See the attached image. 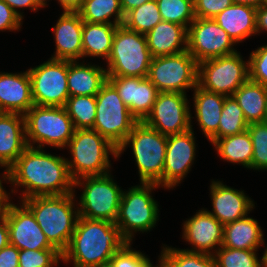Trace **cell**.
Listing matches in <instances>:
<instances>
[{"label": "cell", "instance_id": "d6a6232c", "mask_svg": "<svg viewBox=\"0 0 267 267\" xmlns=\"http://www.w3.org/2000/svg\"><path fill=\"white\" fill-rule=\"evenodd\" d=\"M243 111L233 96L225 97L218 131L208 140L211 144L226 136L241 133L248 128Z\"/></svg>", "mask_w": 267, "mask_h": 267}, {"label": "cell", "instance_id": "e0dca14e", "mask_svg": "<svg viewBox=\"0 0 267 267\" xmlns=\"http://www.w3.org/2000/svg\"><path fill=\"white\" fill-rule=\"evenodd\" d=\"M19 204L10 202L5 213L10 244L19 250L56 249L47 240L32 212L21 201Z\"/></svg>", "mask_w": 267, "mask_h": 267}, {"label": "cell", "instance_id": "db71d44e", "mask_svg": "<svg viewBox=\"0 0 267 267\" xmlns=\"http://www.w3.org/2000/svg\"><path fill=\"white\" fill-rule=\"evenodd\" d=\"M267 245V244H266ZM262 253L261 259H262V267H267V246Z\"/></svg>", "mask_w": 267, "mask_h": 267}, {"label": "cell", "instance_id": "83f0119b", "mask_svg": "<svg viewBox=\"0 0 267 267\" xmlns=\"http://www.w3.org/2000/svg\"><path fill=\"white\" fill-rule=\"evenodd\" d=\"M262 245H265L264 234L256 219L247 215L224 225L221 246L234 249L258 250Z\"/></svg>", "mask_w": 267, "mask_h": 267}, {"label": "cell", "instance_id": "7bdbcfd3", "mask_svg": "<svg viewBox=\"0 0 267 267\" xmlns=\"http://www.w3.org/2000/svg\"><path fill=\"white\" fill-rule=\"evenodd\" d=\"M232 4V0H194L195 18L213 19Z\"/></svg>", "mask_w": 267, "mask_h": 267}, {"label": "cell", "instance_id": "8d00e7d4", "mask_svg": "<svg viewBox=\"0 0 267 267\" xmlns=\"http://www.w3.org/2000/svg\"><path fill=\"white\" fill-rule=\"evenodd\" d=\"M257 251L220 246L213 254L215 267H262Z\"/></svg>", "mask_w": 267, "mask_h": 267}, {"label": "cell", "instance_id": "680465c9", "mask_svg": "<svg viewBox=\"0 0 267 267\" xmlns=\"http://www.w3.org/2000/svg\"><path fill=\"white\" fill-rule=\"evenodd\" d=\"M265 123H267V102H266V112H265V118H264V121Z\"/></svg>", "mask_w": 267, "mask_h": 267}, {"label": "cell", "instance_id": "bcb514c9", "mask_svg": "<svg viewBox=\"0 0 267 267\" xmlns=\"http://www.w3.org/2000/svg\"><path fill=\"white\" fill-rule=\"evenodd\" d=\"M14 12L23 20L24 15L20 11V8H30L33 12H37L38 9L44 8L37 0H4ZM19 9V10H18Z\"/></svg>", "mask_w": 267, "mask_h": 267}, {"label": "cell", "instance_id": "1f68e13d", "mask_svg": "<svg viewBox=\"0 0 267 267\" xmlns=\"http://www.w3.org/2000/svg\"><path fill=\"white\" fill-rule=\"evenodd\" d=\"M76 11L83 21L89 23H110L119 26L123 25L125 19L120 0H85Z\"/></svg>", "mask_w": 267, "mask_h": 267}, {"label": "cell", "instance_id": "52a82bcc", "mask_svg": "<svg viewBox=\"0 0 267 267\" xmlns=\"http://www.w3.org/2000/svg\"><path fill=\"white\" fill-rule=\"evenodd\" d=\"M24 117L30 147L44 149L48 145L61 150L73 137L75 128L65 107L33 105Z\"/></svg>", "mask_w": 267, "mask_h": 267}, {"label": "cell", "instance_id": "ac0fdd59", "mask_svg": "<svg viewBox=\"0 0 267 267\" xmlns=\"http://www.w3.org/2000/svg\"><path fill=\"white\" fill-rule=\"evenodd\" d=\"M223 228L224 225L207 208H201L183 223L182 238L192 245L184 250L213 255L222 245Z\"/></svg>", "mask_w": 267, "mask_h": 267}, {"label": "cell", "instance_id": "277c9868", "mask_svg": "<svg viewBox=\"0 0 267 267\" xmlns=\"http://www.w3.org/2000/svg\"><path fill=\"white\" fill-rule=\"evenodd\" d=\"M66 148L72 157L71 160L66 158V162L74 181L84 176L111 172L109 155L118 159V148L93 129H75Z\"/></svg>", "mask_w": 267, "mask_h": 267}, {"label": "cell", "instance_id": "836d02e7", "mask_svg": "<svg viewBox=\"0 0 267 267\" xmlns=\"http://www.w3.org/2000/svg\"><path fill=\"white\" fill-rule=\"evenodd\" d=\"M159 260L166 267H215V259L211 254L191 252L163 245Z\"/></svg>", "mask_w": 267, "mask_h": 267}, {"label": "cell", "instance_id": "7a4b0ae2", "mask_svg": "<svg viewBox=\"0 0 267 267\" xmlns=\"http://www.w3.org/2000/svg\"><path fill=\"white\" fill-rule=\"evenodd\" d=\"M128 241L115 223L79 217L62 262L73 267H89L110 262Z\"/></svg>", "mask_w": 267, "mask_h": 267}, {"label": "cell", "instance_id": "44dd1931", "mask_svg": "<svg viewBox=\"0 0 267 267\" xmlns=\"http://www.w3.org/2000/svg\"><path fill=\"white\" fill-rule=\"evenodd\" d=\"M83 20L76 10H63L56 25L52 27L55 52L50 58L75 61L83 59Z\"/></svg>", "mask_w": 267, "mask_h": 267}, {"label": "cell", "instance_id": "8992f818", "mask_svg": "<svg viewBox=\"0 0 267 267\" xmlns=\"http://www.w3.org/2000/svg\"><path fill=\"white\" fill-rule=\"evenodd\" d=\"M160 188L155 183H143L132 186L122 192L119 213L115 225L122 236L133 243L134 235L150 232L159 220V205L152 196V191Z\"/></svg>", "mask_w": 267, "mask_h": 267}, {"label": "cell", "instance_id": "60d3db41", "mask_svg": "<svg viewBox=\"0 0 267 267\" xmlns=\"http://www.w3.org/2000/svg\"><path fill=\"white\" fill-rule=\"evenodd\" d=\"M128 242L121 250L117 251L110 259L113 267H153L150 258L140 250L132 249Z\"/></svg>", "mask_w": 267, "mask_h": 267}, {"label": "cell", "instance_id": "8fae6325", "mask_svg": "<svg viewBox=\"0 0 267 267\" xmlns=\"http://www.w3.org/2000/svg\"><path fill=\"white\" fill-rule=\"evenodd\" d=\"M147 78L159 92L186 94L198 85V63L186 50L179 54L153 57Z\"/></svg>", "mask_w": 267, "mask_h": 267}, {"label": "cell", "instance_id": "5bb4252c", "mask_svg": "<svg viewBox=\"0 0 267 267\" xmlns=\"http://www.w3.org/2000/svg\"><path fill=\"white\" fill-rule=\"evenodd\" d=\"M235 45L233 39L212 18H195L188 27L187 51L198 64L238 52Z\"/></svg>", "mask_w": 267, "mask_h": 267}, {"label": "cell", "instance_id": "4316f807", "mask_svg": "<svg viewBox=\"0 0 267 267\" xmlns=\"http://www.w3.org/2000/svg\"><path fill=\"white\" fill-rule=\"evenodd\" d=\"M195 118L204 136L209 140L217 131L225 101L224 95L207 91L197 85L193 89Z\"/></svg>", "mask_w": 267, "mask_h": 267}, {"label": "cell", "instance_id": "3957f363", "mask_svg": "<svg viewBox=\"0 0 267 267\" xmlns=\"http://www.w3.org/2000/svg\"><path fill=\"white\" fill-rule=\"evenodd\" d=\"M75 199L74 191L65 195L36 196L21 201L32 212L49 243L60 253L67 249L79 218L78 200Z\"/></svg>", "mask_w": 267, "mask_h": 267}, {"label": "cell", "instance_id": "ba28073f", "mask_svg": "<svg viewBox=\"0 0 267 267\" xmlns=\"http://www.w3.org/2000/svg\"><path fill=\"white\" fill-rule=\"evenodd\" d=\"M152 58L146 36L119 25L106 61L107 76L146 78Z\"/></svg>", "mask_w": 267, "mask_h": 267}, {"label": "cell", "instance_id": "e575fe53", "mask_svg": "<svg viewBox=\"0 0 267 267\" xmlns=\"http://www.w3.org/2000/svg\"><path fill=\"white\" fill-rule=\"evenodd\" d=\"M163 21L156 0H150L129 11L123 25L132 31L146 35L159 22Z\"/></svg>", "mask_w": 267, "mask_h": 267}, {"label": "cell", "instance_id": "b9f144b4", "mask_svg": "<svg viewBox=\"0 0 267 267\" xmlns=\"http://www.w3.org/2000/svg\"><path fill=\"white\" fill-rule=\"evenodd\" d=\"M248 68L251 81L267 86V44L250 53Z\"/></svg>", "mask_w": 267, "mask_h": 267}, {"label": "cell", "instance_id": "cb8c5ba5", "mask_svg": "<svg viewBox=\"0 0 267 267\" xmlns=\"http://www.w3.org/2000/svg\"><path fill=\"white\" fill-rule=\"evenodd\" d=\"M188 29L168 21L159 22L145 36L152 57L175 55L187 50Z\"/></svg>", "mask_w": 267, "mask_h": 267}, {"label": "cell", "instance_id": "f5cc1de1", "mask_svg": "<svg viewBox=\"0 0 267 267\" xmlns=\"http://www.w3.org/2000/svg\"><path fill=\"white\" fill-rule=\"evenodd\" d=\"M233 4H242L258 8L265 4V0H232Z\"/></svg>", "mask_w": 267, "mask_h": 267}, {"label": "cell", "instance_id": "c3c4849f", "mask_svg": "<svg viewBox=\"0 0 267 267\" xmlns=\"http://www.w3.org/2000/svg\"><path fill=\"white\" fill-rule=\"evenodd\" d=\"M11 202L10 193L5 190L3 185L0 186V221L5 217L8 204Z\"/></svg>", "mask_w": 267, "mask_h": 267}, {"label": "cell", "instance_id": "30bf717a", "mask_svg": "<svg viewBox=\"0 0 267 267\" xmlns=\"http://www.w3.org/2000/svg\"><path fill=\"white\" fill-rule=\"evenodd\" d=\"M137 123V119L124 104L116 88L107 80L96 94V119L93 130L119 148Z\"/></svg>", "mask_w": 267, "mask_h": 267}, {"label": "cell", "instance_id": "f546056e", "mask_svg": "<svg viewBox=\"0 0 267 267\" xmlns=\"http://www.w3.org/2000/svg\"><path fill=\"white\" fill-rule=\"evenodd\" d=\"M248 124L263 122L266 112L267 86L248 79L232 95Z\"/></svg>", "mask_w": 267, "mask_h": 267}, {"label": "cell", "instance_id": "7dc6e473", "mask_svg": "<svg viewBox=\"0 0 267 267\" xmlns=\"http://www.w3.org/2000/svg\"><path fill=\"white\" fill-rule=\"evenodd\" d=\"M267 32V7L262 5L256 8V32Z\"/></svg>", "mask_w": 267, "mask_h": 267}, {"label": "cell", "instance_id": "4dcf8cb0", "mask_svg": "<svg viewBox=\"0 0 267 267\" xmlns=\"http://www.w3.org/2000/svg\"><path fill=\"white\" fill-rule=\"evenodd\" d=\"M212 145L223 161L241 164L244 168L251 169L253 144L248 130L219 138L215 140Z\"/></svg>", "mask_w": 267, "mask_h": 267}, {"label": "cell", "instance_id": "ee69618b", "mask_svg": "<svg viewBox=\"0 0 267 267\" xmlns=\"http://www.w3.org/2000/svg\"><path fill=\"white\" fill-rule=\"evenodd\" d=\"M22 24V19L14 10L4 0H0V31H19Z\"/></svg>", "mask_w": 267, "mask_h": 267}, {"label": "cell", "instance_id": "d590c367", "mask_svg": "<svg viewBox=\"0 0 267 267\" xmlns=\"http://www.w3.org/2000/svg\"><path fill=\"white\" fill-rule=\"evenodd\" d=\"M64 107L75 129H93L96 119V96L69 97Z\"/></svg>", "mask_w": 267, "mask_h": 267}, {"label": "cell", "instance_id": "681fc988", "mask_svg": "<svg viewBox=\"0 0 267 267\" xmlns=\"http://www.w3.org/2000/svg\"><path fill=\"white\" fill-rule=\"evenodd\" d=\"M9 230L7 220L4 217L0 221V250L9 244Z\"/></svg>", "mask_w": 267, "mask_h": 267}, {"label": "cell", "instance_id": "74e56055", "mask_svg": "<svg viewBox=\"0 0 267 267\" xmlns=\"http://www.w3.org/2000/svg\"><path fill=\"white\" fill-rule=\"evenodd\" d=\"M163 21L185 26L195 19L194 0H156Z\"/></svg>", "mask_w": 267, "mask_h": 267}, {"label": "cell", "instance_id": "ab89813d", "mask_svg": "<svg viewBox=\"0 0 267 267\" xmlns=\"http://www.w3.org/2000/svg\"><path fill=\"white\" fill-rule=\"evenodd\" d=\"M62 261L57 249L19 250V267H56Z\"/></svg>", "mask_w": 267, "mask_h": 267}, {"label": "cell", "instance_id": "f907efd6", "mask_svg": "<svg viewBox=\"0 0 267 267\" xmlns=\"http://www.w3.org/2000/svg\"><path fill=\"white\" fill-rule=\"evenodd\" d=\"M124 16L132 9L139 7L150 0H120Z\"/></svg>", "mask_w": 267, "mask_h": 267}, {"label": "cell", "instance_id": "9c48e42d", "mask_svg": "<svg viewBox=\"0 0 267 267\" xmlns=\"http://www.w3.org/2000/svg\"><path fill=\"white\" fill-rule=\"evenodd\" d=\"M73 187L83 189L77 203L79 217L116 222L123 190L111 172L78 178Z\"/></svg>", "mask_w": 267, "mask_h": 267}, {"label": "cell", "instance_id": "d6986e66", "mask_svg": "<svg viewBox=\"0 0 267 267\" xmlns=\"http://www.w3.org/2000/svg\"><path fill=\"white\" fill-rule=\"evenodd\" d=\"M107 80L116 88L120 98L137 121H144L159 93L155 85L147 77L107 76Z\"/></svg>", "mask_w": 267, "mask_h": 267}, {"label": "cell", "instance_id": "816d5d0a", "mask_svg": "<svg viewBox=\"0 0 267 267\" xmlns=\"http://www.w3.org/2000/svg\"><path fill=\"white\" fill-rule=\"evenodd\" d=\"M63 10H77L81 0H57Z\"/></svg>", "mask_w": 267, "mask_h": 267}, {"label": "cell", "instance_id": "5b68a950", "mask_svg": "<svg viewBox=\"0 0 267 267\" xmlns=\"http://www.w3.org/2000/svg\"><path fill=\"white\" fill-rule=\"evenodd\" d=\"M128 146L132 149L140 182L155 183L163 188L167 136L143 121L138 122L118 148V158Z\"/></svg>", "mask_w": 267, "mask_h": 267}, {"label": "cell", "instance_id": "91938a15", "mask_svg": "<svg viewBox=\"0 0 267 267\" xmlns=\"http://www.w3.org/2000/svg\"><path fill=\"white\" fill-rule=\"evenodd\" d=\"M2 183H4L3 182V176H1V178H0V186L2 185Z\"/></svg>", "mask_w": 267, "mask_h": 267}, {"label": "cell", "instance_id": "f1b7e54d", "mask_svg": "<svg viewBox=\"0 0 267 267\" xmlns=\"http://www.w3.org/2000/svg\"><path fill=\"white\" fill-rule=\"evenodd\" d=\"M117 26L110 23H89L83 21V58L101 57L107 61L111 54L112 41Z\"/></svg>", "mask_w": 267, "mask_h": 267}, {"label": "cell", "instance_id": "2e32d148", "mask_svg": "<svg viewBox=\"0 0 267 267\" xmlns=\"http://www.w3.org/2000/svg\"><path fill=\"white\" fill-rule=\"evenodd\" d=\"M192 124L191 122V129L184 133L167 136L163 168L164 189L176 188L191 171L197 151Z\"/></svg>", "mask_w": 267, "mask_h": 267}, {"label": "cell", "instance_id": "603a6c76", "mask_svg": "<svg viewBox=\"0 0 267 267\" xmlns=\"http://www.w3.org/2000/svg\"><path fill=\"white\" fill-rule=\"evenodd\" d=\"M34 105L31 79L25 72H0V112L24 115Z\"/></svg>", "mask_w": 267, "mask_h": 267}, {"label": "cell", "instance_id": "11a10c76", "mask_svg": "<svg viewBox=\"0 0 267 267\" xmlns=\"http://www.w3.org/2000/svg\"><path fill=\"white\" fill-rule=\"evenodd\" d=\"M89 267H113V266L110 262H108V263L93 265V266H89Z\"/></svg>", "mask_w": 267, "mask_h": 267}, {"label": "cell", "instance_id": "6da1fadb", "mask_svg": "<svg viewBox=\"0 0 267 267\" xmlns=\"http://www.w3.org/2000/svg\"><path fill=\"white\" fill-rule=\"evenodd\" d=\"M5 183L23 188L20 200L36 196H59L74 192L65 157L28 146L2 175ZM7 181V182H6Z\"/></svg>", "mask_w": 267, "mask_h": 267}, {"label": "cell", "instance_id": "4fadbf2b", "mask_svg": "<svg viewBox=\"0 0 267 267\" xmlns=\"http://www.w3.org/2000/svg\"><path fill=\"white\" fill-rule=\"evenodd\" d=\"M31 79L34 105L64 107L70 97L68 92V60L50 58L27 69Z\"/></svg>", "mask_w": 267, "mask_h": 267}, {"label": "cell", "instance_id": "f6af8a7d", "mask_svg": "<svg viewBox=\"0 0 267 267\" xmlns=\"http://www.w3.org/2000/svg\"><path fill=\"white\" fill-rule=\"evenodd\" d=\"M19 249L8 244L0 250V267H19Z\"/></svg>", "mask_w": 267, "mask_h": 267}, {"label": "cell", "instance_id": "d4e9b609", "mask_svg": "<svg viewBox=\"0 0 267 267\" xmlns=\"http://www.w3.org/2000/svg\"><path fill=\"white\" fill-rule=\"evenodd\" d=\"M107 81V71L99 65L68 60V92L70 97L96 96Z\"/></svg>", "mask_w": 267, "mask_h": 267}, {"label": "cell", "instance_id": "7402d4cb", "mask_svg": "<svg viewBox=\"0 0 267 267\" xmlns=\"http://www.w3.org/2000/svg\"><path fill=\"white\" fill-rule=\"evenodd\" d=\"M28 147L25 117L19 113L0 112V168L3 175Z\"/></svg>", "mask_w": 267, "mask_h": 267}, {"label": "cell", "instance_id": "9f6ffc18", "mask_svg": "<svg viewBox=\"0 0 267 267\" xmlns=\"http://www.w3.org/2000/svg\"><path fill=\"white\" fill-rule=\"evenodd\" d=\"M43 7H47V1L49 2V0H37Z\"/></svg>", "mask_w": 267, "mask_h": 267}, {"label": "cell", "instance_id": "6f0895ef", "mask_svg": "<svg viewBox=\"0 0 267 267\" xmlns=\"http://www.w3.org/2000/svg\"><path fill=\"white\" fill-rule=\"evenodd\" d=\"M153 267H166V266L158 259V264L154 265Z\"/></svg>", "mask_w": 267, "mask_h": 267}, {"label": "cell", "instance_id": "9a60e30c", "mask_svg": "<svg viewBox=\"0 0 267 267\" xmlns=\"http://www.w3.org/2000/svg\"><path fill=\"white\" fill-rule=\"evenodd\" d=\"M187 94L159 92L152 110L143 121L162 135L181 134L191 129V108Z\"/></svg>", "mask_w": 267, "mask_h": 267}, {"label": "cell", "instance_id": "ffe728a7", "mask_svg": "<svg viewBox=\"0 0 267 267\" xmlns=\"http://www.w3.org/2000/svg\"><path fill=\"white\" fill-rule=\"evenodd\" d=\"M210 195L213 208L207 211L223 225L244 218L255 209L254 200L244 190L229 187L220 180H212Z\"/></svg>", "mask_w": 267, "mask_h": 267}, {"label": "cell", "instance_id": "484cf974", "mask_svg": "<svg viewBox=\"0 0 267 267\" xmlns=\"http://www.w3.org/2000/svg\"><path fill=\"white\" fill-rule=\"evenodd\" d=\"M238 44L257 34L256 8L232 4L213 18Z\"/></svg>", "mask_w": 267, "mask_h": 267}, {"label": "cell", "instance_id": "7c38bea8", "mask_svg": "<svg viewBox=\"0 0 267 267\" xmlns=\"http://www.w3.org/2000/svg\"><path fill=\"white\" fill-rule=\"evenodd\" d=\"M236 52L198 64V85L210 92L232 96L249 79L248 60Z\"/></svg>", "mask_w": 267, "mask_h": 267}, {"label": "cell", "instance_id": "f35d334b", "mask_svg": "<svg viewBox=\"0 0 267 267\" xmlns=\"http://www.w3.org/2000/svg\"><path fill=\"white\" fill-rule=\"evenodd\" d=\"M247 130L253 144L251 169L267 171V123H251Z\"/></svg>", "mask_w": 267, "mask_h": 267}]
</instances>
